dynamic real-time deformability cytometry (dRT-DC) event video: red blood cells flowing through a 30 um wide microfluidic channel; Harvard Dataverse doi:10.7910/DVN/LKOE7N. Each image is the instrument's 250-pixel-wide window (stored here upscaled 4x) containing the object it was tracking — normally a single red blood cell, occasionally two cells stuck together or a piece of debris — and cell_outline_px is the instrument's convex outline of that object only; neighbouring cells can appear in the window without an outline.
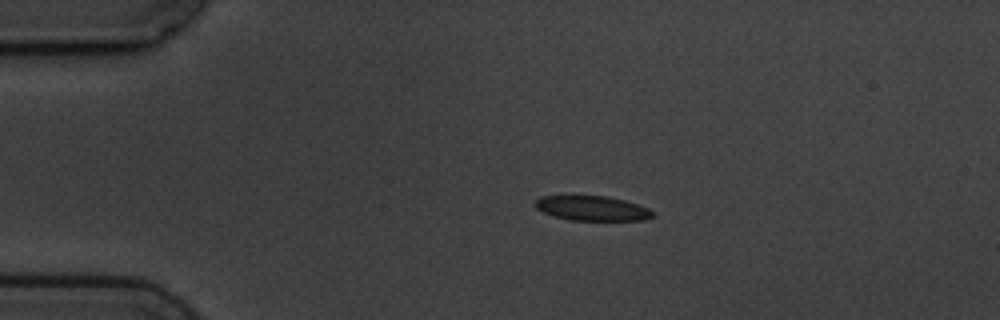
{"species": "common noctule bat (a hibernating species)", "species_latin": "Nyctalus noctula", "temperature_condition": "cold", "stored_images_in_passage": 4, "camera_frame_rate_fps": 3000, "um_per_image_px": 0.085, "animal": {"sex": "male", "body_mass_g": 19.5, "forearm_length_mm": 54.6}, "frame": {"image": 1, "passage_image": 3, "time_ms": 2.333, "image_size_px": [1000, 320], "cell_outline_px": [[652, 216], [644, 220], [572, 220], [556, 216], [544, 212], [536, 208], [536, 200], [540, 196], [608, 196], [624, 200], [648, 208], [652, 212]], "centroid_in_image_um": [50.33, 17.7], "position_along_channel_um": 34.7, "area_um2": 16.59}}